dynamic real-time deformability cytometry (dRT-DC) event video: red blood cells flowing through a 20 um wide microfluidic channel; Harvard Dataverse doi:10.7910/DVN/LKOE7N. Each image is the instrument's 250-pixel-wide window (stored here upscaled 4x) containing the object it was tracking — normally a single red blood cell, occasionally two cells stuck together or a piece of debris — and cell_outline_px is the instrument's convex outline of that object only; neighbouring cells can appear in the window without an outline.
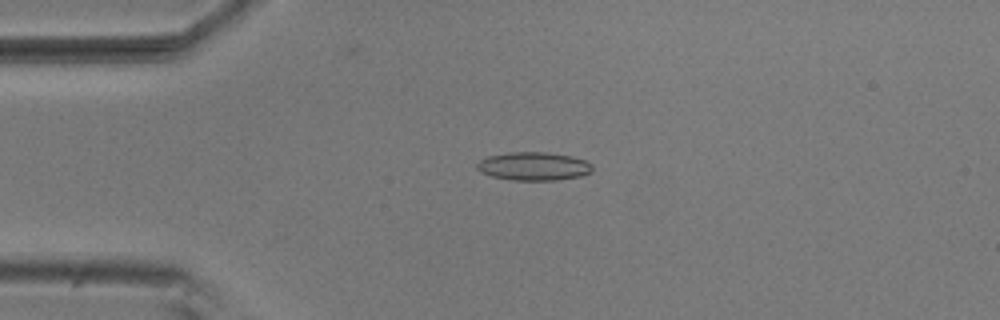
{"species": "common noctule bat (a hibernating species)", "species_latin": "Nyctalus noctula", "temperature_condition": "room temperature", "stored_images_in_passage": 5, "camera_frame_rate_fps": 3000, "um_per_image_px": 0.085, "animal": {"sex": "male", "body_mass_g": 20.5, "forearm_length_mm": 52.5}, "frame": {"image": 1, "passage_image": 4, "time_ms": 1.0, "image_size_px": [1000, 320], "cell_outline_px": [[592, 172], [580, 176], [556, 180], [512, 180], [492, 176], [480, 172], [476, 168], [476, 164], [480, 160], [488, 156], [512, 152], [548, 152], [572, 156], [584, 160], [592, 164]], "centroid_in_image_um": [45.36, 14.13], "position_along_channel_um": 39.6, "area_um2": 19.07}}